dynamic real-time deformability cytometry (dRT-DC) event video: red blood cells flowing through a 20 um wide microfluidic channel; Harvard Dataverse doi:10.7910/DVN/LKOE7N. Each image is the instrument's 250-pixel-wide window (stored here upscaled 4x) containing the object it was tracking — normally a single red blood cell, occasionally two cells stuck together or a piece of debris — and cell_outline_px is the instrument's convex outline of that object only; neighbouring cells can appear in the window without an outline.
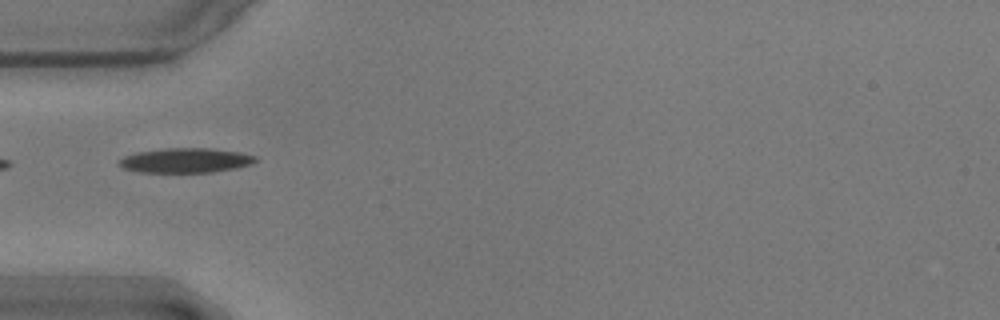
{"species": "common noctule bat (a hibernating species)", "species_latin": "Nyctalus noctula", "temperature_condition": "warm", "stored_images_in_passage": 16, "camera_frame_rate_fps": 3000, "um_per_image_px": 0.085, "animal": {"sex": "male", "body_mass_g": 17.9}, "frame": {"image": 1, "passage_image": 1, "time_ms": 0.0, "image_size_px": [1000, 320], "cell_outline_px": [[260, 160], [252, 164], [236, 168], [212, 172], [140, 172], [124, 168], [116, 164], [116, 160], [124, 156], [136, 152], [164, 148], [212, 148], [240, 152], [256, 156]], "centroid_in_image_um": [15.77, 13.63], "position_along_channel_um": 69.2, "area_um2": 19.88}}